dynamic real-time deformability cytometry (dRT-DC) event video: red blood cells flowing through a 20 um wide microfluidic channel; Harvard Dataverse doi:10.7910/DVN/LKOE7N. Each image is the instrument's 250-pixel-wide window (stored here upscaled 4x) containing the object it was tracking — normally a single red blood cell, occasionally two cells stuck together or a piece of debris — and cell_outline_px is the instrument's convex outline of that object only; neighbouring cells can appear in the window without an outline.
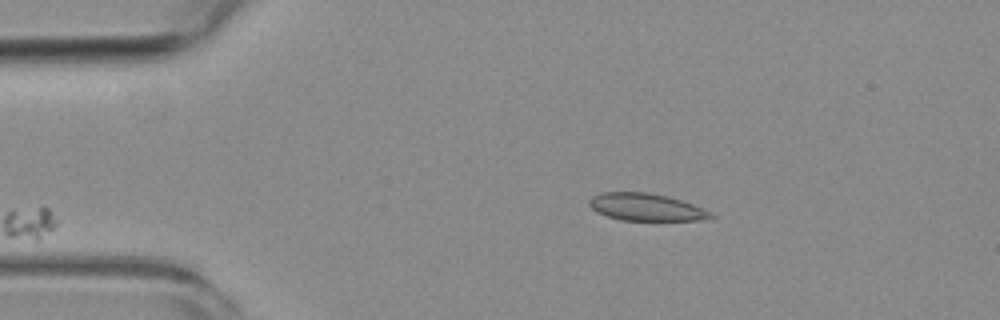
{"species": "common noctule bat (a hibernating species)", "species_latin": "Nyctalus noctula", "temperature_condition": "room temperature", "stored_images_in_passage": 3, "camera_frame_rate_fps": 3000, "um_per_image_px": 0.085, "animal": {"sex": "female", "body_mass_g": 19.3, "forearm_length_mm": 54.1}, "frame": {"image": 1, "passage_image": 3, "time_ms": 2.333, "image_size_px": [1000, 320], "cell_outline_px": [[716, 216], [700, 220], [620, 220], [596, 212], [588, 204], [588, 200], [592, 196], [604, 192], [648, 192], [668, 196], [692, 204], [712, 212]], "centroid_in_image_um": [54.9, 17.6], "position_along_channel_um": 30.1, "area_um2": 19.31}}